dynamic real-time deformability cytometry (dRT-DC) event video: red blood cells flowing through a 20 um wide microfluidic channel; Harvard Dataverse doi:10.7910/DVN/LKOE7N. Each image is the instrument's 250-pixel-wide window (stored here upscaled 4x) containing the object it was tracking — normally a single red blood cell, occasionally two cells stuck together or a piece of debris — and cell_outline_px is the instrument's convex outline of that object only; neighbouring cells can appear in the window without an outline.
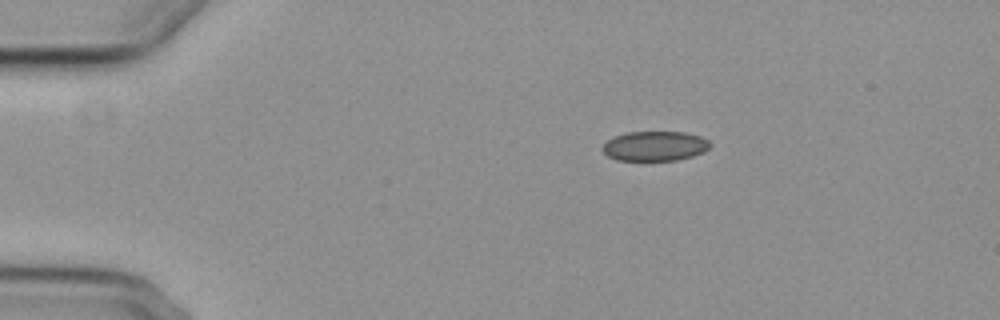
{"species": "common noctule bat (a hibernating species)", "species_latin": "Nyctalus noctula", "temperature_condition": "cold", "stored_images_in_passage": 3, "camera_frame_rate_fps": 3000, "um_per_image_px": 0.085, "animal": {"sex": "female", "body_mass_g": 29.2, "forearm_length_mm": 56.3}, "frame": {"image": 1, "passage_image": 1, "time_ms": 0.0, "image_size_px": [1000, 320], "cell_outline_px": [[712, 144], [704, 152], [692, 156], [676, 160], [616, 160], [608, 156], [604, 152], [604, 144], [608, 140], [616, 136], [628, 132], [684, 132], [700, 136], [708, 140]], "centroid_in_image_um": [55.7, 12.41], "position_along_channel_um": 29.3, "area_um2": 18.44}}